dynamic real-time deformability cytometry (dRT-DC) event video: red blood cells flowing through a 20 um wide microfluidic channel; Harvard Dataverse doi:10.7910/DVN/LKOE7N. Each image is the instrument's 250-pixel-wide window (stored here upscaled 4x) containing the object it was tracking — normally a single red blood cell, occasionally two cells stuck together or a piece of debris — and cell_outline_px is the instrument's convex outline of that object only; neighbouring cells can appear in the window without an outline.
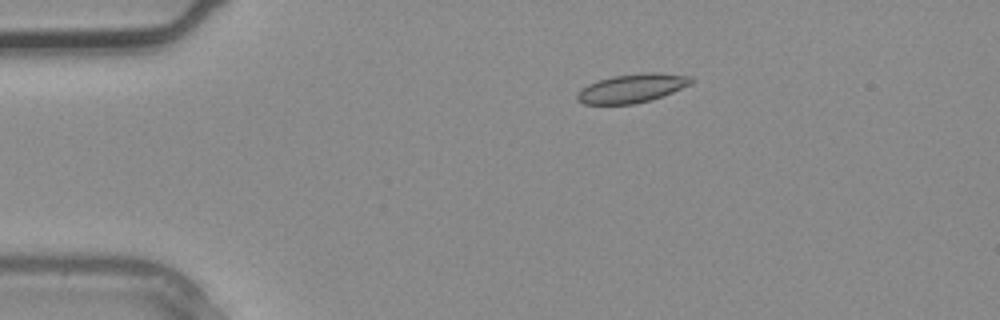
{"species": "common noctule bat (a hibernating species)", "species_latin": "Nyctalus noctula", "temperature_condition": "warm", "stored_images_in_passage": 2, "camera_frame_rate_fps": 3000, "um_per_image_px": 0.085, "animal": {"sex": "male", "body_mass_g": 20.4}, "frame": {"image": 1, "passage_image": 1, "time_ms": 0.0, "image_size_px": [1000, 320], "cell_outline_px": [[696, 80], [692, 84], [652, 100], [632, 104], [584, 104], [576, 100], [576, 96], [580, 88], [588, 84], [612, 76], [640, 72], [656, 72], [692, 76]], "centroid_in_image_um": [53.75, 7.49], "position_along_channel_um": 31.3, "area_um2": 19.36}}